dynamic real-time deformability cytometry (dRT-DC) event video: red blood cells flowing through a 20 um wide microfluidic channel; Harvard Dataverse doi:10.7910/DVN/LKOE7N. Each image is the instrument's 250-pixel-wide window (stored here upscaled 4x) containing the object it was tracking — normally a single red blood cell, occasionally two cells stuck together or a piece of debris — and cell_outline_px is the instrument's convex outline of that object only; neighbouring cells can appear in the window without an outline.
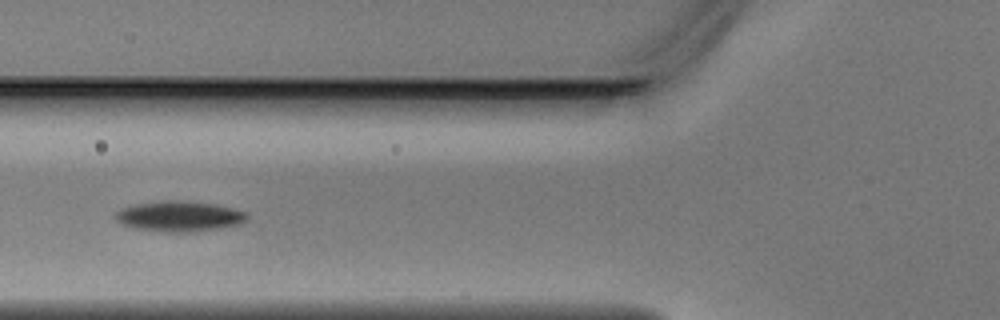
{"species": "Egyptian fruit bat (a non-hibernating species)", "species_latin": "Rousettus aegyptiacus", "temperature_condition": "warm", "stored_images_in_passage": 5, "camera_frame_rate_fps": 3000, "um_per_image_px": 0.085, "animal": {"sex": "male"}, "frame": {"image": 1, "passage_image": 5, "time_ms": 1.333, "image_size_px": [1000, 320], "cell_outline_px": [[248, 216], [240, 224], [220, 228], [192, 232], [164, 232], [136, 228], [124, 224], [116, 220], [112, 216], [120, 208], [132, 204], [164, 200], [176, 200], [212, 204], [232, 208], [248, 212]], "centroid_in_image_um": [15.2, 18.38], "position_along_channel_um": 110.6, "area_um2": 23.35}}